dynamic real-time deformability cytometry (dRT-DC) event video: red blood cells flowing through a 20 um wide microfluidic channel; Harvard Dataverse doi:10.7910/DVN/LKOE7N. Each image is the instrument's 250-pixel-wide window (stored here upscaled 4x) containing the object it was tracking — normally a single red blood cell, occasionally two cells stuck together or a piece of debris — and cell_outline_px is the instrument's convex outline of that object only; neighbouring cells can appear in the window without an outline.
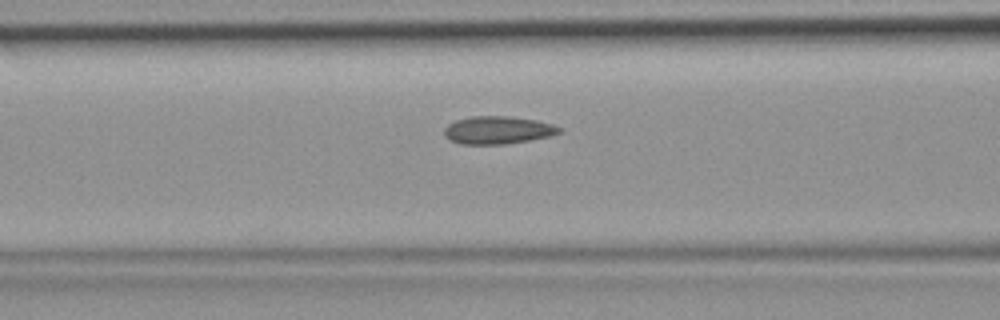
{"species": "common noctule bat (a hibernating species)", "species_latin": "Nyctalus noctula", "temperature_condition": "room temperature", "stored_images_in_passage": 28, "camera_frame_rate_fps": 3000, "um_per_image_px": 0.085, "animal": {"sex": "female", "body_mass_g": 19.9}, "frame": {"image": 1, "passage_image": 9, "time_ms": 2.667, "image_size_px": [1000, 320], "cell_outline_px": [[560, 132], [548, 136], [528, 140], [504, 144], [460, 144], [448, 140], [444, 136], [444, 128], [448, 124], [456, 120], [472, 116], [508, 116], [536, 120], [552, 124], [560, 128]], "centroid_in_image_um": [42.24, 11.06], "position_along_channel_um": 124.4, "area_um2": 18.5}}